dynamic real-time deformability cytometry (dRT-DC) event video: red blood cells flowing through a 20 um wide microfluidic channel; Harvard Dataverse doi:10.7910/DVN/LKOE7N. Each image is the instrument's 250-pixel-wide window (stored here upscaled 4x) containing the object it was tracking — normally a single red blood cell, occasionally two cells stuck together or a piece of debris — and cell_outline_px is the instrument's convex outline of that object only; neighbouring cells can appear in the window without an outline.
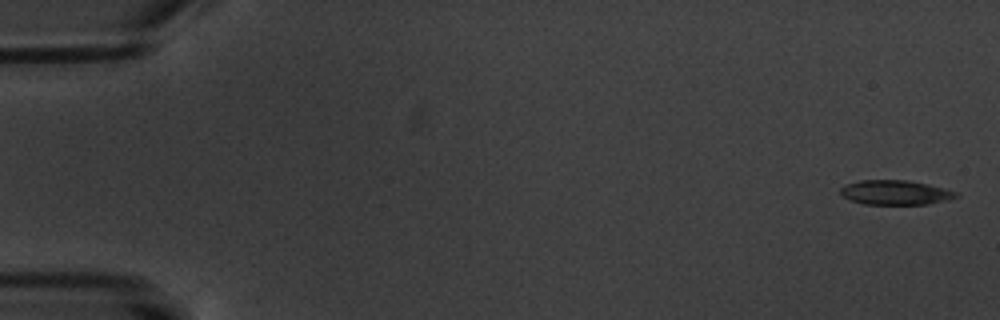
{"species": "common noctule bat (a hibernating species)", "species_latin": "Nyctalus noctula", "temperature_condition": "warm", "stored_images_in_passage": 5, "camera_frame_rate_fps": 3000, "um_per_image_px": 0.085, "animal": {"sex": "male", "body_mass_g": 20.1, "forearm_length_mm": 53.5}, "frame": {"image": 1, "passage_image": 1, "time_ms": 0.0, "image_size_px": [1000, 320], "cell_outline_px": [[960, 196], [948, 200], [928, 204], [864, 204], [852, 200], [844, 196], [840, 192], [840, 188], [848, 184], [860, 180], [908, 180], [928, 184], [944, 188], [956, 192]], "centroid_in_image_um": [76.14, 16.36], "position_along_channel_um": 8.9, "area_um2": 16.42}}
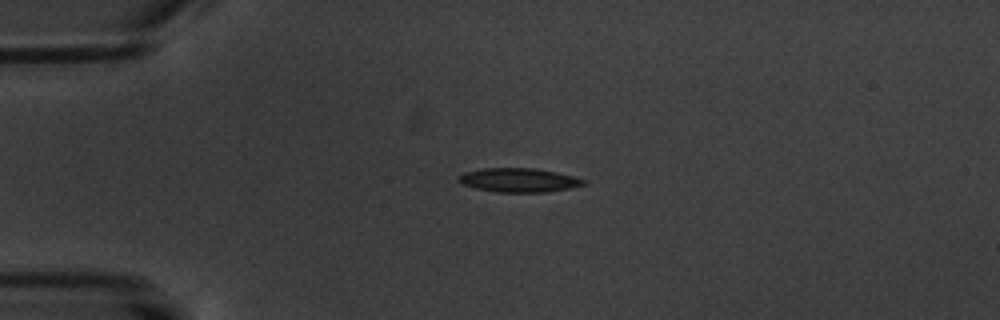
{"frame": {"image": 2, "passage_image": 4, "time_ms": 4.333, "image_size_px": [1000, 320], "cell_outline_px": [[588, 184], [548, 192], [496, 192], [476, 188], [464, 184], [456, 180], [456, 176], [464, 172], [484, 168], [536, 168], [556, 172], [588, 180]], "centroid_in_image_um": [44.1, 15.3], "position_along_channel_um": 40.9, "area_um2": 17.57}}